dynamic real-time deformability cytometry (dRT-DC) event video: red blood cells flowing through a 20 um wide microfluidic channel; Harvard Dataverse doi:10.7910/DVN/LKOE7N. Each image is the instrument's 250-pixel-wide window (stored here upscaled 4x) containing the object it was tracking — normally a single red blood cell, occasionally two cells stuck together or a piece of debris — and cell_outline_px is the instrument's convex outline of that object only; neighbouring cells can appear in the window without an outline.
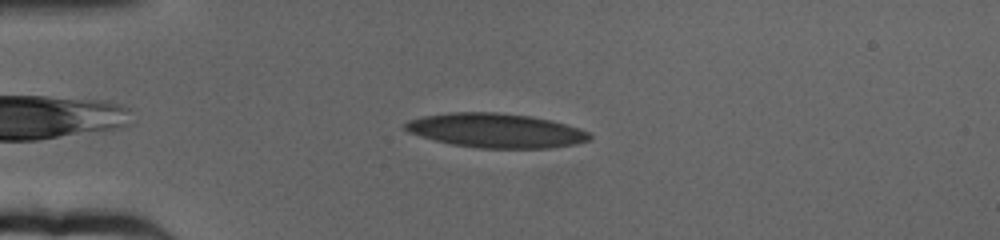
{"species": "human", "species_latin": "Homo sapiens", "temperature_condition": "cold", "stored_images_in_passage": 54, "camera_frame_rate_fps": 3000, "um_per_image_px": 0.085, "donor": {"sex": "female"}, "frame": {"image": 1, "passage_image": 5, "time_ms": 1.333, "image_size_px": [1000, 240], "cell_outline_px": [[592, 136], [588, 140], [576, 144], [548, 148], [476, 148], [452, 144], [420, 136], [408, 132], [404, 128], [404, 124], [408, 120], [424, 116], [452, 112], [496, 112], [532, 116], [552, 120], [580, 128], [588, 132]], "centroid_in_image_um": [42.16, 11.09], "position_along_channel_um": 42.8, "area_um2": 36.88}}
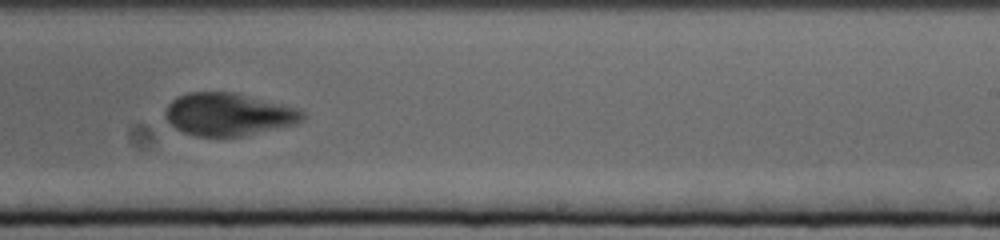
{"frame": {"image": 2, "passage_image": 30, "time_ms": 9.667, "image_size_px": [1000, 240], "cell_outline_px": [[308, 116], [304, 120], [296, 124], [240, 136], [196, 136], [184, 132], [168, 124], [164, 116], [164, 112], [168, 104], [176, 96], [188, 92], [232, 92], [284, 104], [300, 108]], "centroid_in_image_um": [19.42, 9.71], "position_along_channel_um": 269.6, "area_um2": 34.33}}
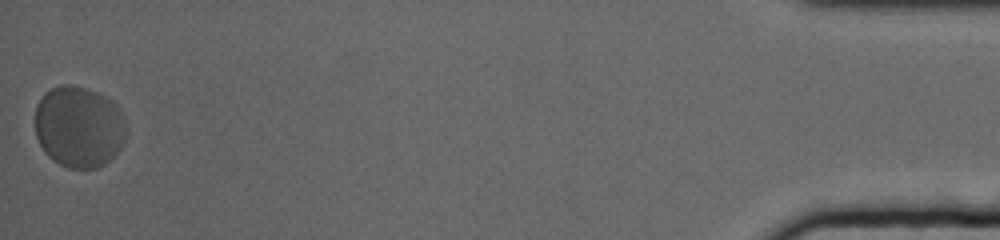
{"frame": {"image": 3, "passage_image": 54, "time_ms": 17.667, "image_size_px": [1000, 240], "cell_outline_px": [[124, 140], [120, 148], [104, 164], [96, 168], [68, 168], [52, 160], [44, 152], [36, 136], [36, 104], [44, 92], [52, 88], [64, 84], [68, 84], [84, 88], [96, 92], [104, 96], [116, 104], [120, 108], [124, 128]], "centroid_in_image_um": [6.67, 10.77], "position_along_channel_um": 428.5, "area_um2": 43.0}, "authors_computed_cell_mechanics": {"area_um2": 36.703, "velocity_mm_per_s": 3.0596, "shape_relaxation_time_tau1_ms": 3.139, "shape_relaxation_time_tau2_ms": null, "deformation_change_tau1": 0.157, "deformation_change_tau2": null}}